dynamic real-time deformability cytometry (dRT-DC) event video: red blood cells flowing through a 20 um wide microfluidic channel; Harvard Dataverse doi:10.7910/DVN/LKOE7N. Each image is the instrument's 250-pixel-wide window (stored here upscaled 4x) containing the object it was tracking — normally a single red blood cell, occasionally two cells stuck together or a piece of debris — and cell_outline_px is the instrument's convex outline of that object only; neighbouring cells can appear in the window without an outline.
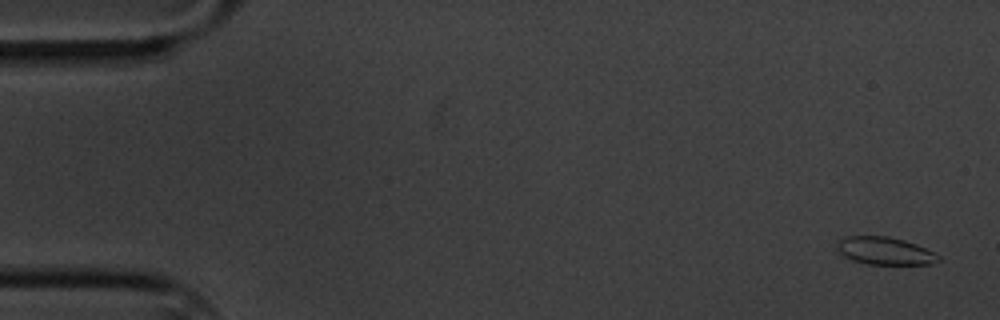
{"species": "common noctule bat (a hibernating species)", "species_latin": "Nyctalus noctula", "temperature_condition": "cold", "stored_images_in_passage": 5, "camera_frame_rate_fps": 3000, "um_per_image_px": 0.085, "animal": {"sex": "male", "body_mass_g": 20.1, "forearm_length_mm": 53.5}, "frame": {"image": 1, "passage_image": 1, "time_ms": 0.0, "image_size_px": [1000, 320], "cell_outline_px": [[940, 260], [932, 264], [868, 264], [852, 260], [836, 252], [836, 240], [844, 236], [888, 236], [904, 240], [916, 244], [940, 256]], "centroid_in_image_um": [75.14, 21.32], "position_along_channel_um": 9.9, "area_um2": 16.47}}
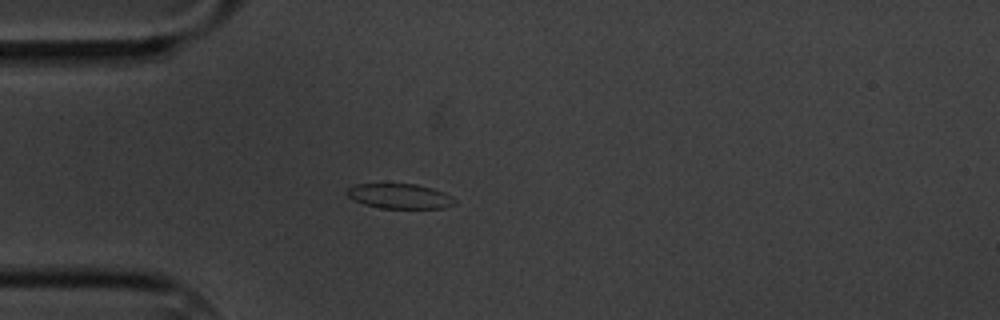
{"frame": {"image": 2, "passage_image": 5, "time_ms": 4.667, "image_size_px": [1000, 320], "cell_outline_px": [[456, 204], [444, 208], [380, 208], [364, 204], [348, 196], [344, 192], [348, 188], [356, 184], [416, 184], [432, 188], [444, 192], [452, 196], [456, 200]], "centroid_in_image_um": [34.01, 16.67], "position_along_channel_um": 51.0, "area_um2": 15.66}}